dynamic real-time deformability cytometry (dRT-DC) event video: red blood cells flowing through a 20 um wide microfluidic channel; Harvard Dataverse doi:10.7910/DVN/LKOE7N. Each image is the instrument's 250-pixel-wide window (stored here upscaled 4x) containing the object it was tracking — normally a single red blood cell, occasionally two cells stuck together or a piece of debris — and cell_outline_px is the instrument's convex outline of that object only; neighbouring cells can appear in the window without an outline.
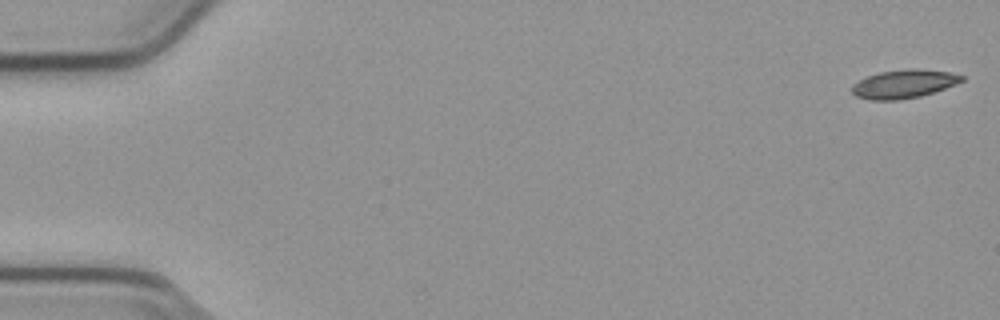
{"species": "common noctule bat (a hibernating species)", "species_latin": "Nyctalus noctula", "temperature_condition": "cold", "stored_images_in_passage": 54, "camera_frame_rate_fps": 3000, "um_per_image_px": 0.085, "animal": {"sex": "male", "body_mass_g": 23.1, "forearm_length_mm": 52.7}, "frame": {"image": 1, "passage_image": 1, "time_ms": 0.0, "image_size_px": [1000, 320], "cell_outline_px": [[964, 80], [956, 84], [920, 96], [896, 100], [872, 100], [856, 96], [852, 92], [852, 84], [868, 76], [880, 72], [908, 68], [916, 68], [948, 72], [964, 76]], "centroid_in_image_um": [76.82, 7.13], "position_along_channel_um": 8.2, "area_um2": 18.03}}
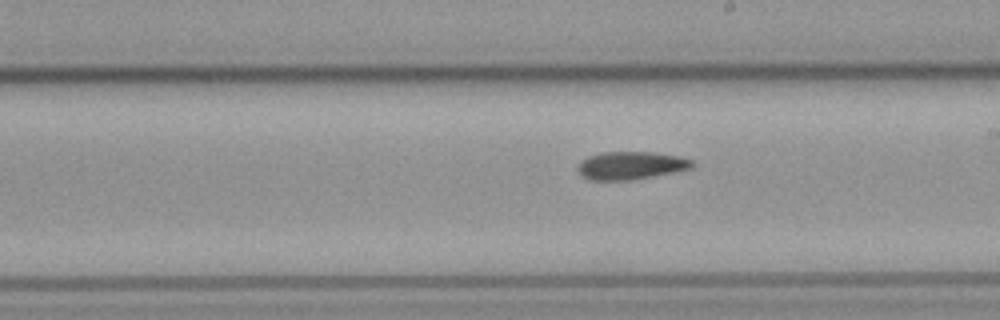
{"frame": {"image": 2, "passage_image": 31, "time_ms": 10.0, "image_size_px": [1000, 320], "cell_outline_px": [[692, 168], [676, 172], [632, 180], [588, 180], [580, 176], [576, 168], [580, 160], [588, 156], [600, 152], [652, 152], [676, 156], [692, 160]], "centroid_in_image_um": [53.54, 14.07], "position_along_channel_um": 235.5, "area_um2": 18.79}}
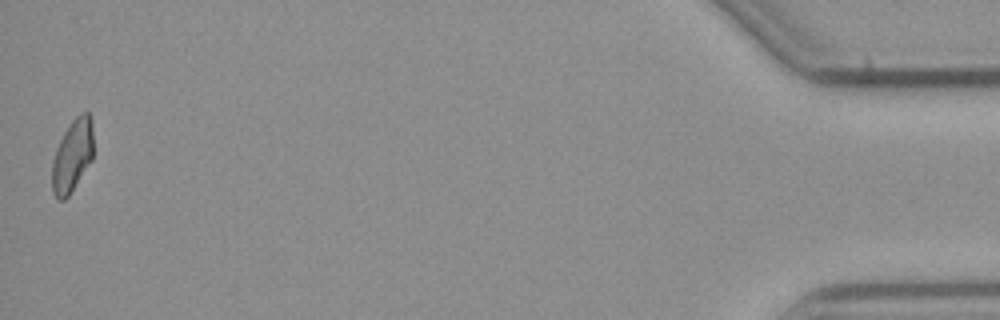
{"frame": {"image": 3, "passage_image": 54, "time_ms": 17.667, "image_size_px": [1000, 320], "cell_outline_px": [[92, 160], [68, 196], [64, 200], [60, 200], [52, 192], [52, 160], [56, 148], [64, 132], [72, 120], [80, 112], [88, 112], [92, 120]], "centroid_in_image_um": [6.14, 13.22], "position_along_channel_um": 429.1, "area_um2": 17.34}, "authors_computed_cell_mechanics": {"area_um2": 18.6116, "velocity_mm_per_s": 3.7928, "shape_relaxation_time_tau1_ms": null, "shape_relaxation_time_tau2_ms": 10.1554, "deformation_change_tau1": null, "deformation_change_tau2": 0.1754}}